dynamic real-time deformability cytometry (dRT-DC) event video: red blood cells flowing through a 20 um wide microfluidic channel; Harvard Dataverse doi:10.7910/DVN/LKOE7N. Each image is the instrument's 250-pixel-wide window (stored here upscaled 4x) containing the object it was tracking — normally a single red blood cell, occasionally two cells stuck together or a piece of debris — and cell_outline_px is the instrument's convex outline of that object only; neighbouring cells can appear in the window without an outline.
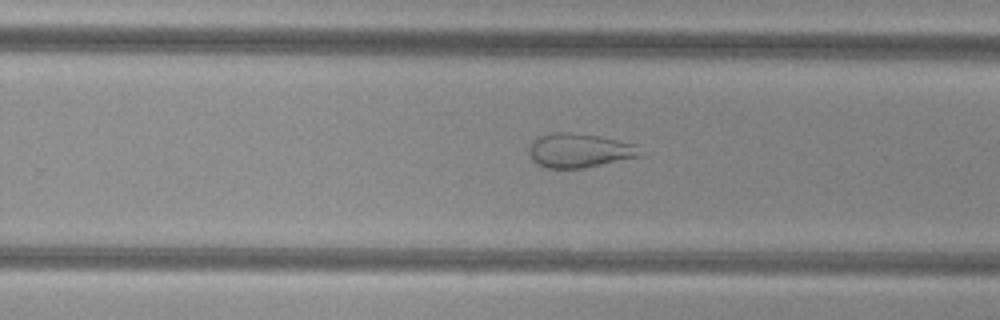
{"species": "common noctule bat (a hibernating species)", "species_latin": "Nyctalus noctula", "temperature_condition": "cold", "stored_images_in_passage": 51, "camera_frame_rate_fps": 3000, "um_per_image_px": 0.085, "animal": {"sex": "female", "body_mass_g": 29.2, "forearm_length_mm": 56.3}, "frame": {"image": 1, "passage_image": 33, "time_ms": 10.667, "image_size_px": [1000, 320], "cell_outline_px": [[640, 156], [584, 168], [544, 168], [536, 164], [532, 160], [528, 152], [528, 148], [532, 140], [536, 136], [552, 132], [572, 132], [600, 136], [636, 144]], "centroid_in_image_um": [49.15, 12.78], "position_along_channel_um": 280.6, "area_um2": 22.31}}
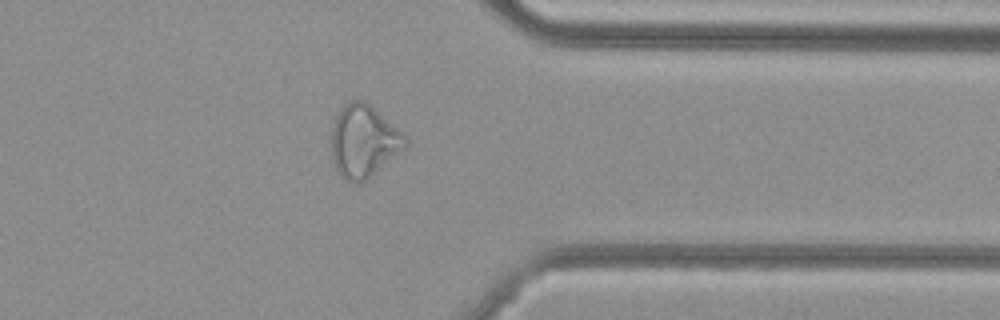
{"frame": {"image": 2, "passage_image": 41, "time_ms": 13.333, "image_size_px": [1000, 320], "cell_outline_px": [[408, 144], [404, 148], [368, 180], [360, 184], [352, 184], [344, 180], [336, 172], [328, 148], [332, 124], [336, 116], [344, 104], [352, 100], [364, 100], [408, 136]], "centroid_in_image_um": [30.86, 12.05], "position_along_channel_um": 380.5, "area_um2": 32.14}}
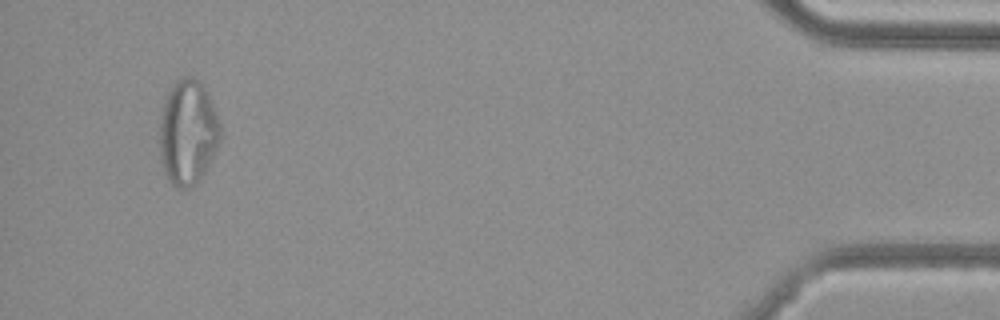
{"frame": {"image": 3, "passage_image": 49, "time_ms": 16.0, "image_size_px": [1000, 320], "cell_outline_px": [[220, 136], [204, 176], [192, 188], [176, 188], [164, 176], [160, 160], [160, 120], [164, 104], [168, 92], [176, 80], [184, 76], [192, 76], [204, 88], [216, 112], [220, 124]], "centroid_in_image_um": [15.94, 11.31], "position_along_channel_um": 419.3, "area_um2": 37.05}}